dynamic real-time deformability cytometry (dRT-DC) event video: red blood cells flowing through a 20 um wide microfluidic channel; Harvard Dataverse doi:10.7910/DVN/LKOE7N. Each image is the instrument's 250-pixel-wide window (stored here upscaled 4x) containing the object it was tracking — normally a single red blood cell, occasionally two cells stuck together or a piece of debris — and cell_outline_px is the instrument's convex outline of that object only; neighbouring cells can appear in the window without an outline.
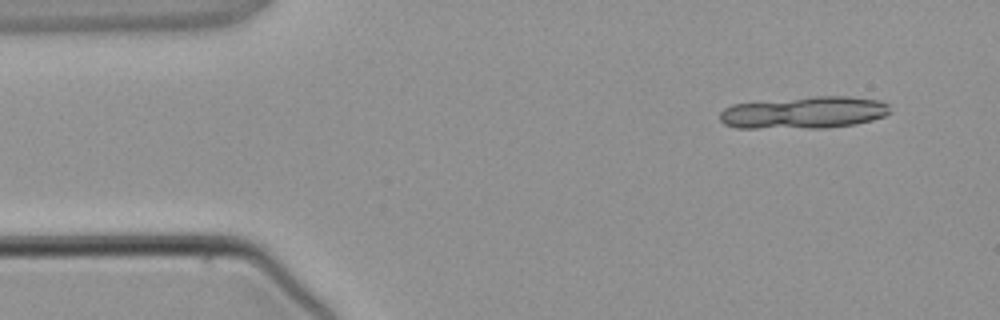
{"species": "common noctule bat (a hibernating species)", "species_latin": "Nyctalus noctula", "temperature_condition": "warm", "stored_images_in_passage": 3, "segment_of_instrument_passage": [2, 2], "camera_frame_rate_fps": 3000, "um_per_image_px": 0.085, "animal": {"sex": "male", "body_mass_g": 21.5, "forearm_length_mm": 52.0}, "frame": {"image": 1, "passage_image": 3, "time_ms": 2.333, "image_size_px": [1000, 320], "cell_outline_px": [[892, 112], [884, 116], [872, 120], [856, 124], [824, 128], [736, 128], [724, 124], [720, 120], [720, 112], [724, 108], [732, 104], [812, 96], [848, 96], [880, 100], [888, 104]], "centroid_in_image_um": [68.36, 9.57], "position_along_channel_um": 16.6, "area_um2": 32.14}}